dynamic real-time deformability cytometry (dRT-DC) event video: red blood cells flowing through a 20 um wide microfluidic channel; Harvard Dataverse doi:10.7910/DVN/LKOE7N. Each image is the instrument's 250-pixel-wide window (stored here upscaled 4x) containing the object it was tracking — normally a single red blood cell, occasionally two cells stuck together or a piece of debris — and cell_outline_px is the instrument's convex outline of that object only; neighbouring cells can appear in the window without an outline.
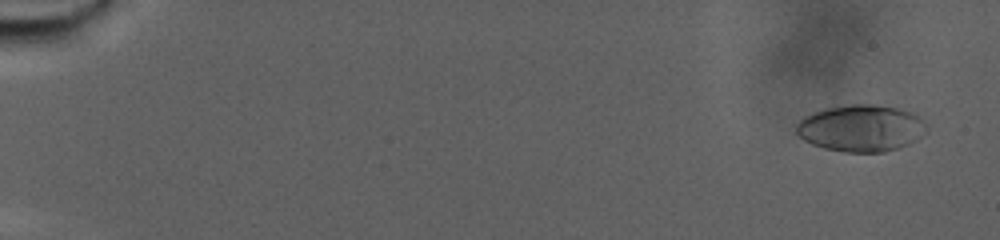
{"species": "human", "species_latin": "Homo sapiens", "temperature_condition": "warm", "stored_images_in_passage": 87, "camera_frame_rate_fps": 3000, "um_per_image_px": 0.085, "donor": {"sex": "male"}, "frame": {"image": 1, "passage_image": 5, "time_ms": 1.333, "image_size_px": [1000, 240], "cell_outline_px": [[928, 132], [916, 140], [908, 144], [884, 152], [844, 152], [824, 148], [812, 144], [804, 140], [796, 132], [796, 124], [804, 116], [812, 112], [824, 108], [852, 104], [876, 104], [900, 108], [916, 116], [928, 124]], "centroid_in_image_um": [73.19, 10.89], "position_along_channel_um": 11.8, "area_um2": 35.72}}
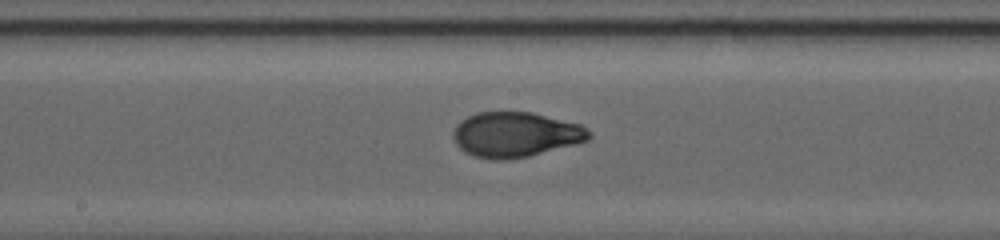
{"frame": {"image": 2, "passage_image": 50, "time_ms": 16.333, "image_size_px": [1000, 240], "cell_outline_px": [[592, 136], [588, 140], [576, 144], [528, 156], [508, 160], [496, 160], [476, 156], [464, 152], [456, 144], [452, 136], [452, 132], [456, 124], [460, 120], [476, 112], [532, 112], [580, 124], [592, 132]], "centroid_in_image_um": [43.81, 11.43], "position_along_channel_um": 204.4, "area_um2": 35.84}}
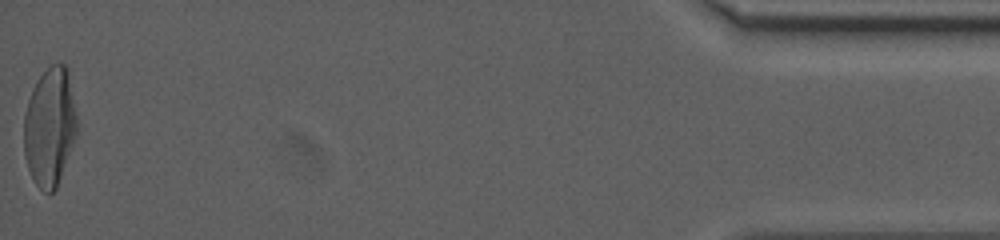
{"frame": {"image": 3, "passage_image": 87, "time_ms": 28.667, "image_size_px": [1000, 240], "cell_outline_px": [[76, 136], [56, 188], [52, 192], [44, 192], [36, 184], [28, 168], [24, 156], [24, 116], [28, 100], [32, 88], [36, 80], [52, 64], [64, 64], [68, 68], [76, 116]], "centroid_in_image_um": [4.22, 10.77], "position_along_channel_um": 431.0, "area_um2": 36.36}, "authors_computed_cell_mechanics": {"area_um2": 34.6222, "velocity_mm_per_s": 2.5091, "shape_relaxation_time_tau1_ms": 8.639, "shape_relaxation_time_tau2_ms": null, "deformation_change_tau1": 0.2644, "deformation_change_tau2": null}}